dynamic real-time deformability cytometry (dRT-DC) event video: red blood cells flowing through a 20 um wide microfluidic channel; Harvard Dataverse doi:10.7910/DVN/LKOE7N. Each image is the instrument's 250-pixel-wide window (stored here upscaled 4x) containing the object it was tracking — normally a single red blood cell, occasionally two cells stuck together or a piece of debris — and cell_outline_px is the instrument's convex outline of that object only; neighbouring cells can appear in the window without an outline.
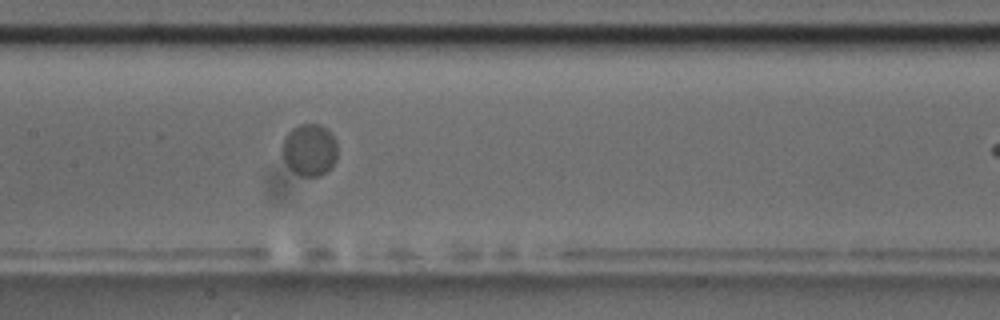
{"species": "common noctule bat (a hibernating species)", "species_latin": "Nyctalus noctula", "temperature_condition": "room temperature", "stored_images_in_passage": 8, "segment_of_instrument_passage": [1, 2], "camera_frame_rate_fps": 3000, "um_per_image_px": 0.085, "animal": {"sex": "male", "body_mass_g": 17.5, "forearm_length_mm": 52.3}, "frame": {"image": 1, "passage_image": 7, "time_ms": 7.667, "image_size_px": [1000, 320], "cell_outline_px": [[336, 160], [332, 168], [320, 176], [300, 176], [288, 168], [280, 152], [280, 148], [284, 136], [292, 128], [300, 124], [320, 124], [336, 140]], "centroid_in_image_um": [26.26, 12.76], "position_along_channel_um": 181.1, "area_um2": 17.05}}